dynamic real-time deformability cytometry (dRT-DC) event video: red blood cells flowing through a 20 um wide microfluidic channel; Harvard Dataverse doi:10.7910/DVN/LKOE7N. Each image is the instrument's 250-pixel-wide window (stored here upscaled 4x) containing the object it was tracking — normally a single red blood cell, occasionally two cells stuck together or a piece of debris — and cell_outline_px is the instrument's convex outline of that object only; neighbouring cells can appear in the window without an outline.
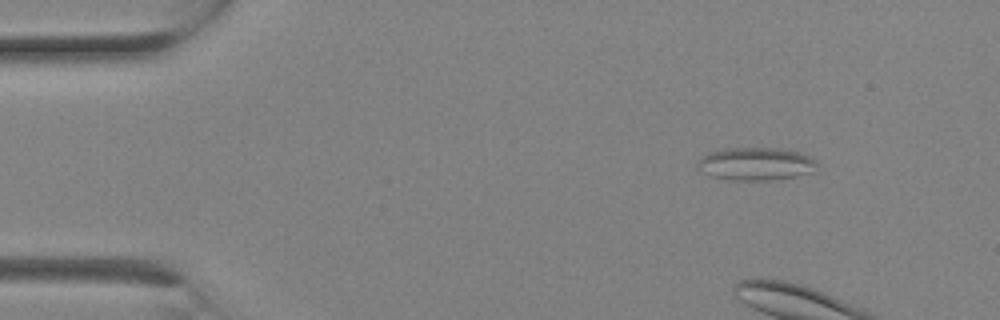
{"species": "Egyptian fruit bat (a non-hibernating species)", "species_latin": "Rousettus aegyptiacus", "temperature_condition": "room temperature", "stored_images_in_passage": 3, "camera_frame_rate_fps": 3000, "um_per_image_px": 0.085, "animal": {"sex": "female"}, "frame": {"image": 1, "passage_image": 3, "time_ms": 0.667, "image_size_px": [1000, 320], "cell_outline_px": [[816, 172], [796, 176], [772, 180], [728, 180], [712, 176], [696, 168], [696, 164], [700, 156], [708, 152], [724, 148], [776, 148], [800, 152], [816, 160]], "centroid_in_image_um": [64.22, 13.93], "position_along_channel_um": 20.8, "area_um2": 23.18}}